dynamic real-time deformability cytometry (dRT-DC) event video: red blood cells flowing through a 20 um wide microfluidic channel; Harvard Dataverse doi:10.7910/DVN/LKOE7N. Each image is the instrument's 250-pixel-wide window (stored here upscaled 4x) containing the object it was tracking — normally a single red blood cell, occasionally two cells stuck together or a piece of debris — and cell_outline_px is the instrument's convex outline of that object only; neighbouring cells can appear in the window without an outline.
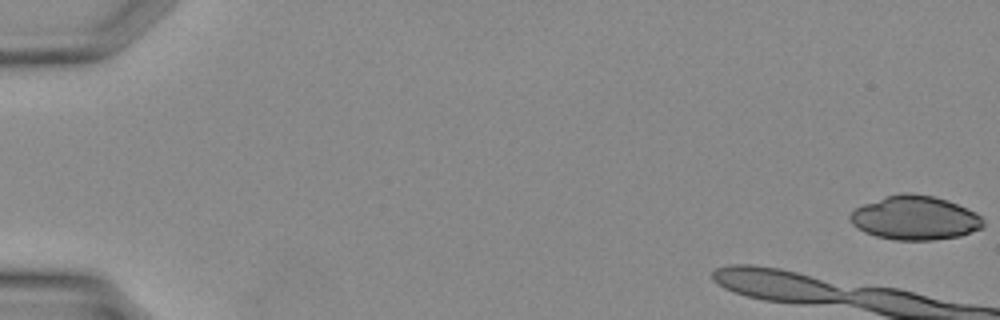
{"species": "Egyptian fruit bat (a non-hibernating species)", "species_latin": "Rousettus aegyptiacus", "temperature_condition": "warm", "stored_images_in_passage": 33, "camera_frame_rate_fps": 3000, "um_per_image_px": 0.085, "animal": {"sex": "female"}, "frame": {"image": 1, "passage_image": 1, "time_ms": 0.0, "image_size_px": [1000, 320], "cell_outline_px": [[984, 224], [980, 228], [960, 236], [932, 240], [896, 240], [876, 236], [864, 232], [852, 224], [848, 216], [856, 208], [864, 204], [884, 196], [908, 192], [932, 196], [948, 200], [980, 216], [984, 220]], "centroid_in_image_um": [77.73, 18.52], "position_along_channel_um": 7.3, "area_um2": 33.81}}